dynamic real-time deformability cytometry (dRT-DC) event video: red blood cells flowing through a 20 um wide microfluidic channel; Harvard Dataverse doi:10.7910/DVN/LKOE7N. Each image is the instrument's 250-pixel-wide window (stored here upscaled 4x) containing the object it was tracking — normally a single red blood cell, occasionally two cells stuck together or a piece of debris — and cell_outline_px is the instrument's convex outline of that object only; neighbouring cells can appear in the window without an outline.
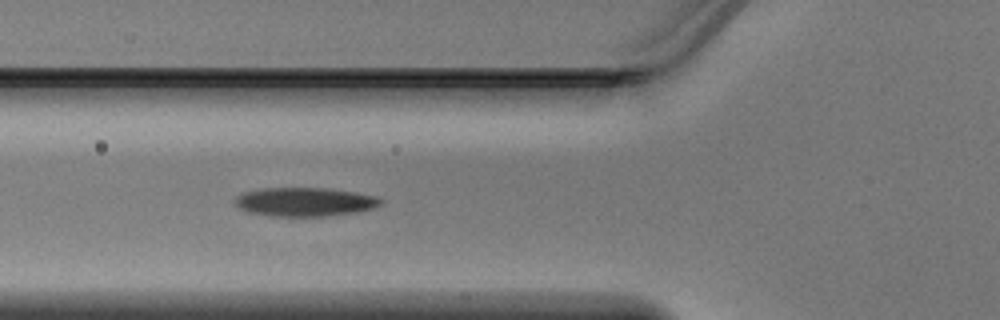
{"species": "Egyptian fruit bat (a non-hibernating species)", "species_latin": "Rousettus aegyptiacus", "temperature_condition": "warm", "stored_images_in_passage": 48, "segment_of_instrument_passage": [1, 2], "camera_frame_rate_fps": 3000, "um_per_image_px": 0.085, "animal": {"sex": "male"}, "frame": {"image": 1, "passage_image": 17, "time_ms": 5.333, "image_size_px": [1000, 320], "cell_outline_px": [[384, 204], [372, 208], [356, 212], [328, 216], [272, 216], [248, 212], [240, 208], [232, 200], [236, 196], [244, 192], [264, 188], [328, 188], [376, 196], [384, 200]], "centroid_in_image_um": [25.91, 17.16], "position_along_channel_um": 99.9, "area_um2": 24.51}}
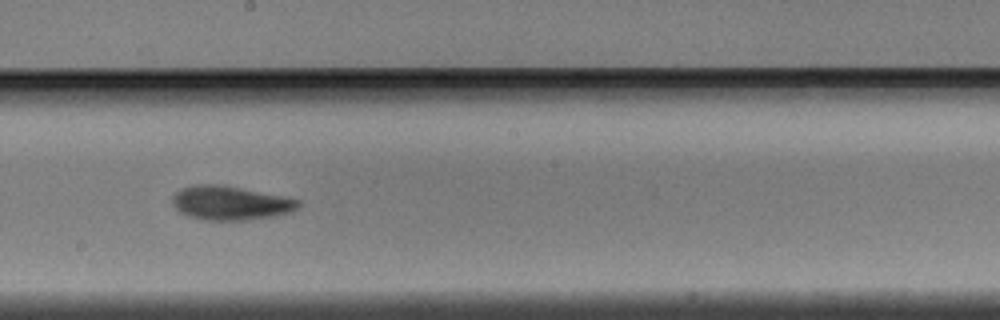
{"frame": {"image": 2, "passage_image": 26, "time_ms": 8.333, "image_size_px": [1000, 320], "cell_outline_px": [[300, 204], [292, 212], [276, 216], [248, 220], [200, 220], [188, 216], [180, 212], [172, 204], [172, 196], [180, 188], [192, 184], [220, 184], [300, 200]], "centroid_in_image_um": [19.53, 17.26], "position_along_channel_um": 228.7, "area_um2": 25.03}}
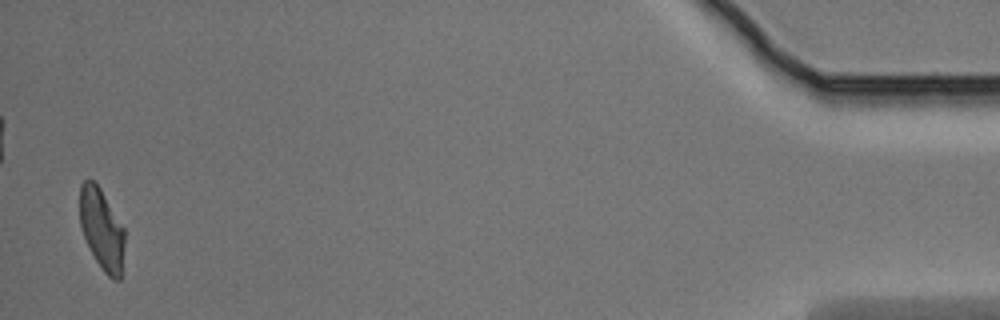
{"frame": {"image": 3, "passage_image": 46, "time_ms": 15.0, "image_size_px": [1000, 320], "cell_outline_px": [[124, 244], [120, 280], [112, 280], [104, 272], [96, 260], [80, 228], [80, 184], [84, 180], [92, 180], [100, 188], [124, 228]], "centroid_in_image_um": [8.64, 19.48], "position_along_channel_um": 426.6, "area_um2": 20.92}}